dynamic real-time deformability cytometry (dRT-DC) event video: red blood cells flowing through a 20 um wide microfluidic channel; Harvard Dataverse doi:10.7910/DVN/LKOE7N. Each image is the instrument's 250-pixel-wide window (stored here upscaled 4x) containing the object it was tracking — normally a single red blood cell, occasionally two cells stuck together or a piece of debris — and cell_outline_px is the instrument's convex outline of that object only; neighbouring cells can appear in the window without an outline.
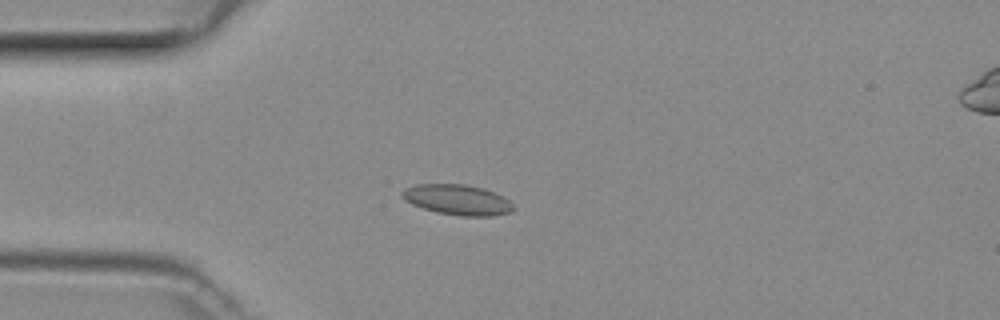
{"species": "common noctule bat (a hibernating species)", "species_latin": "Nyctalus noctula", "temperature_condition": "room temperature", "stored_images_in_passage": 48, "camera_frame_rate_fps": 3000, "um_per_image_px": 0.085, "animal": {"sex": "female", "body_mass_g": 29.2, "forearm_length_mm": 56.3}, "frame": {"image": 1, "passage_image": 12, "time_ms": 3.667, "image_size_px": [1000, 320], "cell_outline_px": [[512, 212], [492, 216], [460, 216], [436, 212], [412, 204], [404, 200], [400, 196], [400, 192], [404, 188], [416, 184], [464, 184], [484, 188], [508, 200], [512, 204]], "centroid_in_image_um": [38.82, 16.98], "position_along_channel_um": 46.2, "area_um2": 19.65}}
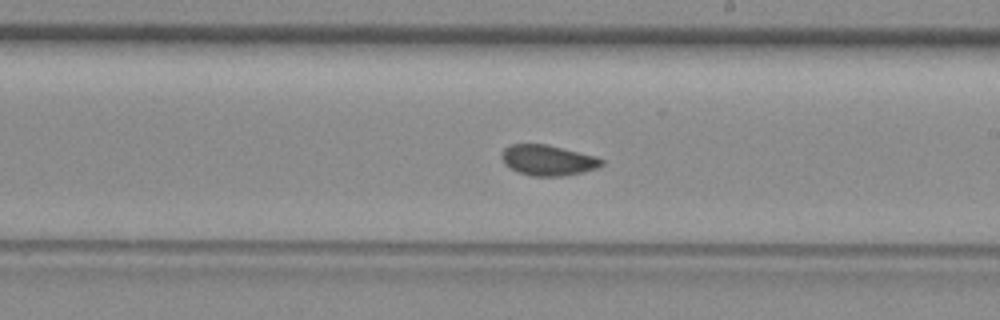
{"frame": {"image": 2, "passage_image": 27, "time_ms": 8.667, "image_size_px": [1000, 320], "cell_outline_px": [[604, 164], [600, 168], [584, 172], [564, 176], [532, 176], [520, 172], [504, 164], [500, 156], [500, 152], [504, 148], [512, 144], [544, 144], [596, 156], [604, 160]], "centroid_in_image_um": [46.59, 13.62], "position_along_channel_um": 242.4, "area_um2": 17.86}}
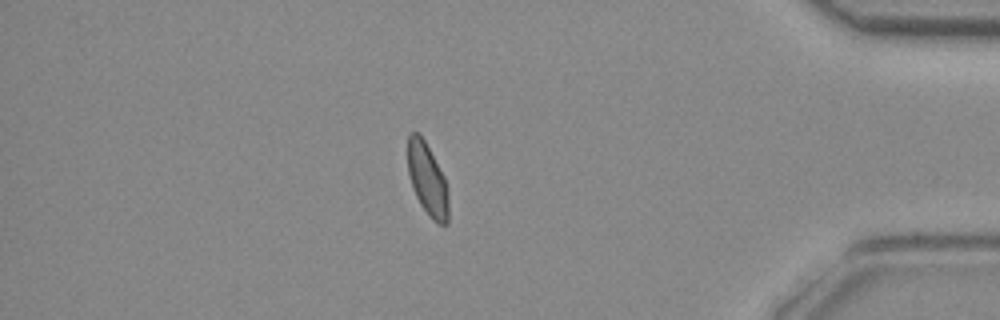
{"frame": {"image": 3, "passage_image": 41, "time_ms": 13.333, "image_size_px": [1000, 320], "cell_outline_px": [[448, 224], [440, 224], [432, 220], [428, 216], [420, 204], [412, 188], [408, 172], [408, 132], [416, 132], [424, 140], [444, 176], [448, 184]], "centroid_in_image_um": [36.34, 15.29], "position_along_channel_um": 398.9, "area_um2": 17.22}}